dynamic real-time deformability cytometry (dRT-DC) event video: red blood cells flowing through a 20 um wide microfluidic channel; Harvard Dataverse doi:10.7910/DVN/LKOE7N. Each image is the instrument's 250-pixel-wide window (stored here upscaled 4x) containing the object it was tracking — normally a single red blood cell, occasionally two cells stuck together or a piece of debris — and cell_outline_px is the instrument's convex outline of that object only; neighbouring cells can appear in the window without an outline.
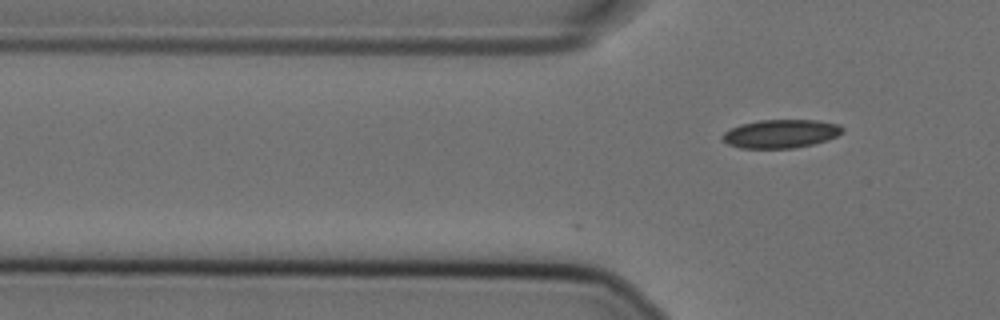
{"species": "Egyptian fruit bat (a non-hibernating species)", "species_latin": "Rousettus aegyptiacus", "temperature_condition": "cold", "stored_images_in_passage": 2, "camera_frame_rate_fps": 3000, "um_per_image_px": 0.085, "animal": {"sex": "female"}, "frame": {"image": 1, "passage_image": 2, "time_ms": 0.333, "image_size_px": [1000, 320], "cell_outline_px": [[844, 132], [828, 140], [812, 144], [792, 148], [740, 148], [728, 144], [720, 136], [724, 132], [740, 124], [760, 120], [816, 120], [840, 124], [844, 128]], "centroid_in_image_um": [66.39, 11.36], "position_along_channel_um": 59.4, "area_um2": 19.94}}